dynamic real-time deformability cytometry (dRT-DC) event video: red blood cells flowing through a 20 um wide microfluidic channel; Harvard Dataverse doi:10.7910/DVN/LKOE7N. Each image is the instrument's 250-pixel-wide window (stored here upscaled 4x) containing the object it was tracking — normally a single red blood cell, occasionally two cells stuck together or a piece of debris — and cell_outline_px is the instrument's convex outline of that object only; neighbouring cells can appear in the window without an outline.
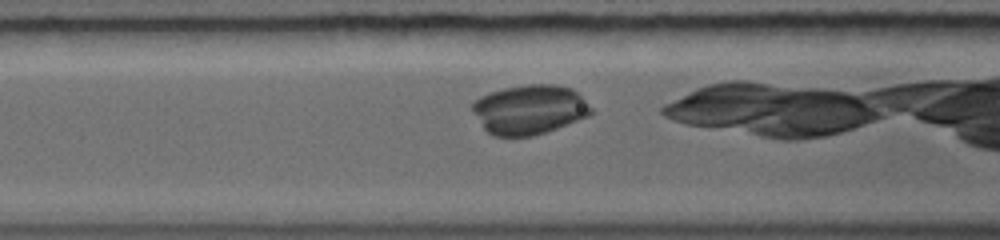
{"species": "common noctule bat (a hibernating species)", "species_latin": "Nyctalus noctula", "temperature_condition": "warm", "stored_images_in_passage": 28, "camera_frame_rate_fps": 5000, "um_per_image_px": 0.085, "animal": {"sex": "female", "body_mass_g": 19.0, "forearm_length_mm": 56.7}, "frame": {"image": 1, "passage_image": 5, "time_ms": 1.0, "image_size_px": [1000, 240], "cell_outline_px": [[592, 112], [584, 116], [552, 128], [528, 136], [500, 136], [488, 132], [484, 128], [472, 108], [472, 100], [488, 92], [504, 88], [528, 84], [556, 84], [572, 88], [580, 92], [592, 108]], "centroid_in_image_um": [44.98, 9.25], "position_along_channel_um": 121.6, "area_um2": 33.58}}
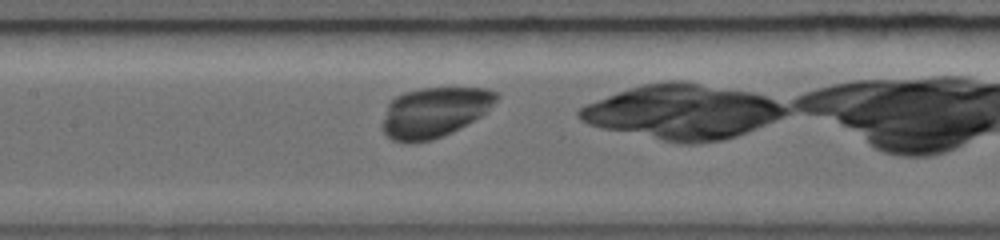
{"frame": {"image": 2, "passage_image": 9, "time_ms": 2.0, "image_size_px": [1000, 240], "cell_outline_px": [[500, 96], [484, 112], [464, 124], [448, 132], [428, 140], [396, 140], [384, 128], [384, 124], [388, 104], [396, 96], [404, 92], [420, 88], [488, 88], [500, 92]], "centroid_in_image_um": [36.99, 9.45], "position_along_channel_um": 170.4, "area_um2": 31.56}}